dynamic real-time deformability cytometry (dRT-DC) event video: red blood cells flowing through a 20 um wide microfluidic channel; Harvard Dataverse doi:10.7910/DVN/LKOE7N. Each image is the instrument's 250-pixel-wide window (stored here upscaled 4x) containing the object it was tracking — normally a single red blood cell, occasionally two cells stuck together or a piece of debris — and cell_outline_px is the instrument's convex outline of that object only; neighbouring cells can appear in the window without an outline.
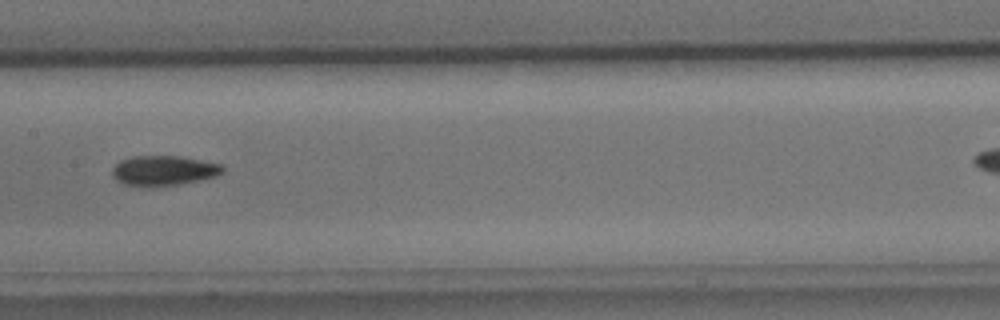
{"species": "common noctule bat (a hibernating species)", "species_latin": "Nyctalus noctula", "temperature_condition": "cold", "stored_images_in_passage": 11, "camera_frame_rate_fps": 3000, "um_per_image_px": 0.085, "animal": {"sex": "male", "body_mass_g": 15.6}, "frame": {"image": 1, "passage_image": 7, "time_ms": 8.0, "image_size_px": [1000, 320], "cell_outline_px": [[224, 172], [216, 176], [204, 180], [156, 188], [124, 184], [116, 180], [112, 176], [112, 168], [120, 160], [132, 156], [180, 156], [224, 164]], "centroid_in_image_um": [13.94, 14.51], "position_along_channel_um": 193.5, "area_um2": 19.83}}
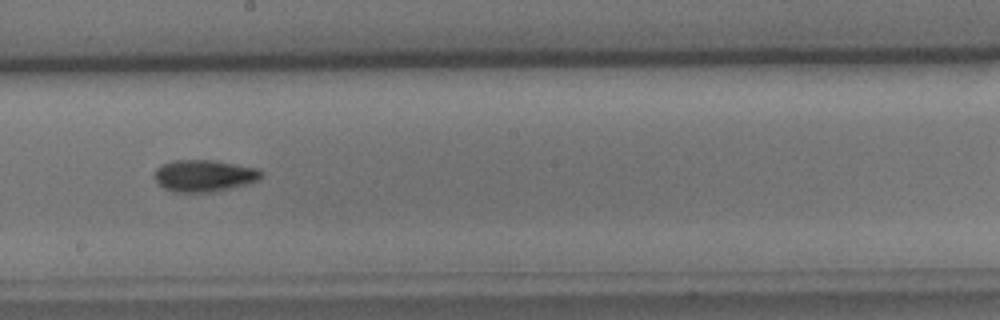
{"frame": {"image": 2, "passage_image": 8, "time_ms": 9.0, "image_size_px": [1000, 320], "cell_outline_px": [[264, 172], [260, 180], [228, 188], [208, 192], [176, 192], [164, 188], [152, 176], [156, 168], [160, 164], [172, 160], [212, 160], [256, 168]], "centroid_in_image_um": [17.31, 14.92], "position_along_channel_um": 230.9, "area_um2": 19.71}}